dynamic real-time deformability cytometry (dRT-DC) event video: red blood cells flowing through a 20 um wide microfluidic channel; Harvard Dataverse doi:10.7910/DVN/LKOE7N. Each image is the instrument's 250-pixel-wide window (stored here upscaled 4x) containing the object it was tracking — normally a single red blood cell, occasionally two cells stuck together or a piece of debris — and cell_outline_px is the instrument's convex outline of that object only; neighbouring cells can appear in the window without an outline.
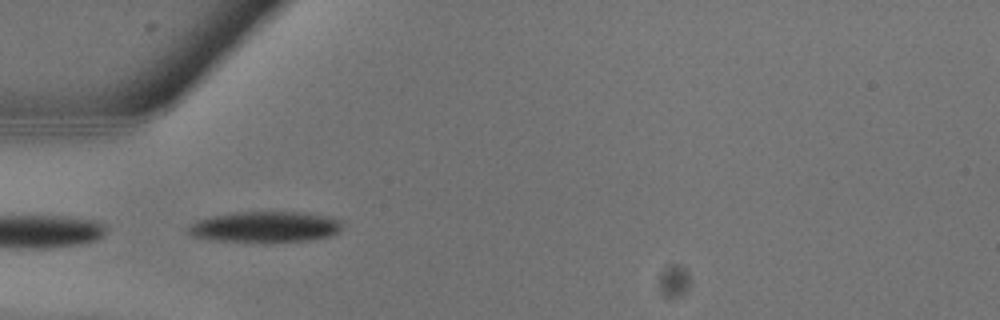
{"species": "common noctule bat (a hibernating species)", "species_latin": "Nyctalus noctula", "temperature_condition": "warm", "stored_images_in_passage": 7, "camera_frame_rate_fps": 3000, "um_per_image_px": 0.085, "animal": {"sex": "male", "body_mass_g": 13.3}, "frame": {"image": 1, "passage_image": 4, "time_ms": 1.0, "image_size_px": [1000, 320], "cell_outline_px": [[344, 228], [340, 232], [332, 236], [308, 240], [212, 240], [188, 236], [188, 228], [196, 220], [212, 216], [232, 212], [304, 212], [332, 216], [344, 220]], "centroid_in_image_um": [22.63, 19.25], "position_along_channel_um": 62.4, "area_um2": 27.63}}
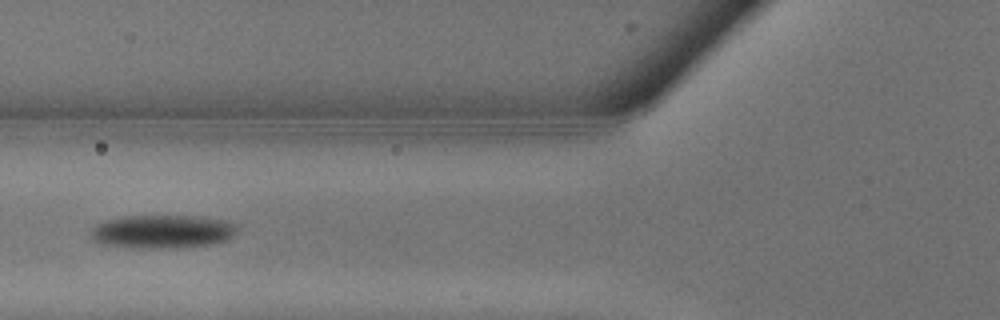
{"frame": {"image": 2, "passage_image": 6, "time_ms": 1.667, "image_size_px": [1000, 320], "cell_outline_px": [[240, 224], [236, 232], [228, 240], [212, 244], [176, 248], [132, 248], [100, 244], [92, 240], [92, 228], [96, 224], [104, 220], [124, 216], [200, 216], [224, 220]], "centroid_in_image_um": [13.82, 19.68], "position_along_channel_um": 112.0, "area_um2": 28.96}}